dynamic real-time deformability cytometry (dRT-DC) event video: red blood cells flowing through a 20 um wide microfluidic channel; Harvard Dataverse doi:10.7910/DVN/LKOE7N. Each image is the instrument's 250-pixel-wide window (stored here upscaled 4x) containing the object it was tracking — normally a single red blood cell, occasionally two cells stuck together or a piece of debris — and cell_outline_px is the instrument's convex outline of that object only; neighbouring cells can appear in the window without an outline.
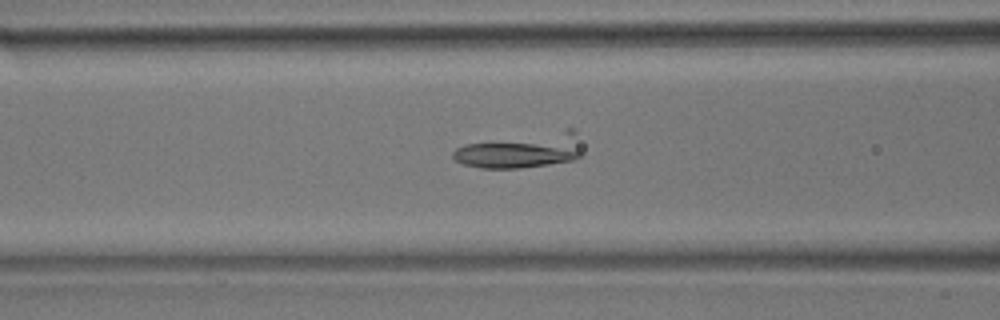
{"species": "common noctule bat (a hibernating species)", "species_latin": "Nyctalus noctula", "temperature_condition": "room temperature", "stored_images_in_passage": 49, "camera_frame_rate_fps": 3000, "um_per_image_px": 0.085, "animal": {"sex": "male", "body_mass_g": 17.9}, "frame": {"image": 1, "passage_image": 19, "time_ms": 6.0, "image_size_px": [1000, 320], "cell_outline_px": [[584, 156], [572, 160], [548, 164], [520, 168], [480, 168], [464, 164], [452, 160], [452, 152], [456, 148], [464, 144], [536, 144], [572, 148], [580, 152]], "centroid_in_image_um": [43.54, 13.2], "position_along_channel_um": 123.1, "area_um2": 18.38}}
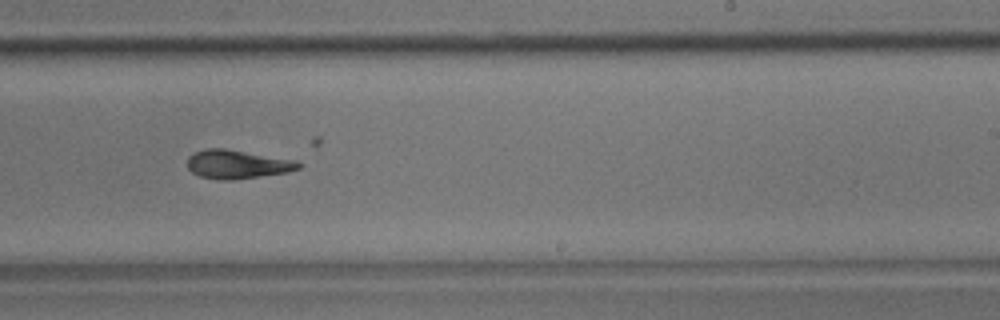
{"frame": {"image": 2, "passage_image": 30, "time_ms": 9.667, "image_size_px": [1000, 320], "cell_outline_px": [[304, 164], [300, 168], [288, 172], [232, 180], [220, 180], [200, 176], [192, 172], [188, 168], [188, 156], [204, 148], [224, 148], [296, 160]], "centroid_in_image_um": [20.19, 13.96], "position_along_channel_um": 268.8, "area_um2": 18.61}}
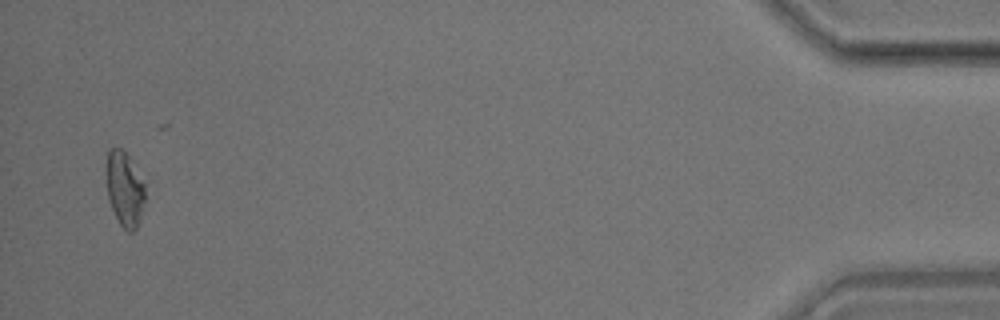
{"frame": {"image": 3, "passage_image": 48, "time_ms": 15.667, "image_size_px": [1000, 320], "cell_outline_px": [[144, 200], [140, 220], [136, 228], [132, 232], [128, 232], [120, 224], [108, 200], [108, 148], [120, 148], [128, 156], [144, 184]], "centroid_in_image_um": [10.61, 16.1], "position_along_channel_um": 424.6, "area_um2": 16.18}}